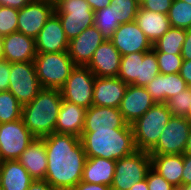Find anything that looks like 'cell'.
I'll use <instances>...</instances> for the list:
<instances>
[{
	"label": "cell",
	"mask_w": 191,
	"mask_h": 190,
	"mask_svg": "<svg viewBox=\"0 0 191 190\" xmlns=\"http://www.w3.org/2000/svg\"><path fill=\"white\" fill-rule=\"evenodd\" d=\"M43 140L47 154L45 180L56 190H71L82 181L87 158L80 137L52 133Z\"/></svg>",
	"instance_id": "cell-1"
},
{
	"label": "cell",
	"mask_w": 191,
	"mask_h": 190,
	"mask_svg": "<svg viewBox=\"0 0 191 190\" xmlns=\"http://www.w3.org/2000/svg\"><path fill=\"white\" fill-rule=\"evenodd\" d=\"M80 139L87 158L116 161L137 151L131 124L123 128L82 132Z\"/></svg>",
	"instance_id": "cell-2"
},
{
	"label": "cell",
	"mask_w": 191,
	"mask_h": 190,
	"mask_svg": "<svg viewBox=\"0 0 191 190\" xmlns=\"http://www.w3.org/2000/svg\"><path fill=\"white\" fill-rule=\"evenodd\" d=\"M62 100L60 90L43 88L29 104L22 106L24 124L35 138L55 133Z\"/></svg>",
	"instance_id": "cell-3"
},
{
	"label": "cell",
	"mask_w": 191,
	"mask_h": 190,
	"mask_svg": "<svg viewBox=\"0 0 191 190\" xmlns=\"http://www.w3.org/2000/svg\"><path fill=\"white\" fill-rule=\"evenodd\" d=\"M172 117L166 103H155L131 124L137 150L149 152Z\"/></svg>",
	"instance_id": "cell-4"
},
{
	"label": "cell",
	"mask_w": 191,
	"mask_h": 190,
	"mask_svg": "<svg viewBox=\"0 0 191 190\" xmlns=\"http://www.w3.org/2000/svg\"><path fill=\"white\" fill-rule=\"evenodd\" d=\"M34 65L42 88L57 90L64 86L76 66L68 51L39 53L34 59Z\"/></svg>",
	"instance_id": "cell-5"
},
{
	"label": "cell",
	"mask_w": 191,
	"mask_h": 190,
	"mask_svg": "<svg viewBox=\"0 0 191 190\" xmlns=\"http://www.w3.org/2000/svg\"><path fill=\"white\" fill-rule=\"evenodd\" d=\"M54 13L69 41L94 25V11L86 0H55Z\"/></svg>",
	"instance_id": "cell-6"
},
{
	"label": "cell",
	"mask_w": 191,
	"mask_h": 190,
	"mask_svg": "<svg viewBox=\"0 0 191 190\" xmlns=\"http://www.w3.org/2000/svg\"><path fill=\"white\" fill-rule=\"evenodd\" d=\"M151 168V156L145 151L134 153L116 160L112 190H129L134 183L146 179Z\"/></svg>",
	"instance_id": "cell-7"
},
{
	"label": "cell",
	"mask_w": 191,
	"mask_h": 190,
	"mask_svg": "<svg viewBox=\"0 0 191 190\" xmlns=\"http://www.w3.org/2000/svg\"><path fill=\"white\" fill-rule=\"evenodd\" d=\"M9 81L8 90L22 106L29 104L43 89L34 62L10 63Z\"/></svg>",
	"instance_id": "cell-8"
},
{
	"label": "cell",
	"mask_w": 191,
	"mask_h": 190,
	"mask_svg": "<svg viewBox=\"0 0 191 190\" xmlns=\"http://www.w3.org/2000/svg\"><path fill=\"white\" fill-rule=\"evenodd\" d=\"M190 130L191 121L187 117L172 116L149 155L184 154Z\"/></svg>",
	"instance_id": "cell-9"
},
{
	"label": "cell",
	"mask_w": 191,
	"mask_h": 190,
	"mask_svg": "<svg viewBox=\"0 0 191 190\" xmlns=\"http://www.w3.org/2000/svg\"><path fill=\"white\" fill-rule=\"evenodd\" d=\"M95 77L87 66H75L60 89L62 99L88 109L93 103Z\"/></svg>",
	"instance_id": "cell-10"
},
{
	"label": "cell",
	"mask_w": 191,
	"mask_h": 190,
	"mask_svg": "<svg viewBox=\"0 0 191 190\" xmlns=\"http://www.w3.org/2000/svg\"><path fill=\"white\" fill-rule=\"evenodd\" d=\"M34 136L27 129L22 118L0 124V154L3 161L18 160Z\"/></svg>",
	"instance_id": "cell-11"
},
{
	"label": "cell",
	"mask_w": 191,
	"mask_h": 190,
	"mask_svg": "<svg viewBox=\"0 0 191 190\" xmlns=\"http://www.w3.org/2000/svg\"><path fill=\"white\" fill-rule=\"evenodd\" d=\"M53 13L54 1L31 0L18 10L17 31L35 39Z\"/></svg>",
	"instance_id": "cell-12"
},
{
	"label": "cell",
	"mask_w": 191,
	"mask_h": 190,
	"mask_svg": "<svg viewBox=\"0 0 191 190\" xmlns=\"http://www.w3.org/2000/svg\"><path fill=\"white\" fill-rule=\"evenodd\" d=\"M121 56L132 52H148L153 48L152 42L146 37L135 21L120 24L110 39Z\"/></svg>",
	"instance_id": "cell-13"
},
{
	"label": "cell",
	"mask_w": 191,
	"mask_h": 190,
	"mask_svg": "<svg viewBox=\"0 0 191 190\" xmlns=\"http://www.w3.org/2000/svg\"><path fill=\"white\" fill-rule=\"evenodd\" d=\"M105 41L94 25L69 41L68 54L76 66H87L95 50Z\"/></svg>",
	"instance_id": "cell-14"
},
{
	"label": "cell",
	"mask_w": 191,
	"mask_h": 190,
	"mask_svg": "<svg viewBox=\"0 0 191 190\" xmlns=\"http://www.w3.org/2000/svg\"><path fill=\"white\" fill-rule=\"evenodd\" d=\"M36 51L39 53L66 52L69 40L66 38L59 17L53 13L35 38Z\"/></svg>",
	"instance_id": "cell-15"
},
{
	"label": "cell",
	"mask_w": 191,
	"mask_h": 190,
	"mask_svg": "<svg viewBox=\"0 0 191 190\" xmlns=\"http://www.w3.org/2000/svg\"><path fill=\"white\" fill-rule=\"evenodd\" d=\"M122 56L110 40H105L95 50L87 67L97 77H117Z\"/></svg>",
	"instance_id": "cell-16"
},
{
	"label": "cell",
	"mask_w": 191,
	"mask_h": 190,
	"mask_svg": "<svg viewBox=\"0 0 191 190\" xmlns=\"http://www.w3.org/2000/svg\"><path fill=\"white\" fill-rule=\"evenodd\" d=\"M36 56L34 38L19 31L3 36V59L10 63L34 62Z\"/></svg>",
	"instance_id": "cell-17"
},
{
	"label": "cell",
	"mask_w": 191,
	"mask_h": 190,
	"mask_svg": "<svg viewBox=\"0 0 191 190\" xmlns=\"http://www.w3.org/2000/svg\"><path fill=\"white\" fill-rule=\"evenodd\" d=\"M127 87L118 77L96 76L92 105L119 108Z\"/></svg>",
	"instance_id": "cell-18"
},
{
	"label": "cell",
	"mask_w": 191,
	"mask_h": 190,
	"mask_svg": "<svg viewBox=\"0 0 191 190\" xmlns=\"http://www.w3.org/2000/svg\"><path fill=\"white\" fill-rule=\"evenodd\" d=\"M155 102L145 87L128 85L119 110L124 120L132 124L140 118Z\"/></svg>",
	"instance_id": "cell-19"
},
{
	"label": "cell",
	"mask_w": 191,
	"mask_h": 190,
	"mask_svg": "<svg viewBox=\"0 0 191 190\" xmlns=\"http://www.w3.org/2000/svg\"><path fill=\"white\" fill-rule=\"evenodd\" d=\"M127 124L119 108L92 105L86 109L82 132L123 128Z\"/></svg>",
	"instance_id": "cell-20"
},
{
	"label": "cell",
	"mask_w": 191,
	"mask_h": 190,
	"mask_svg": "<svg viewBox=\"0 0 191 190\" xmlns=\"http://www.w3.org/2000/svg\"><path fill=\"white\" fill-rule=\"evenodd\" d=\"M145 88L155 103H166L173 96L188 89V84L179 73H159Z\"/></svg>",
	"instance_id": "cell-21"
},
{
	"label": "cell",
	"mask_w": 191,
	"mask_h": 190,
	"mask_svg": "<svg viewBox=\"0 0 191 190\" xmlns=\"http://www.w3.org/2000/svg\"><path fill=\"white\" fill-rule=\"evenodd\" d=\"M86 109L66 100H62L55 133L72 134L81 137L84 128Z\"/></svg>",
	"instance_id": "cell-22"
},
{
	"label": "cell",
	"mask_w": 191,
	"mask_h": 190,
	"mask_svg": "<svg viewBox=\"0 0 191 190\" xmlns=\"http://www.w3.org/2000/svg\"><path fill=\"white\" fill-rule=\"evenodd\" d=\"M18 161L34 180L45 179L47 154L43 138H34L21 153Z\"/></svg>",
	"instance_id": "cell-23"
},
{
	"label": "cell",
	"mask_w": 191,
	"mask_h": 190,
	"mask_svg": "<svg viewBox=\"0 0 191 190\" xmlns=\"http://www.w3.org/2000/svg\"><path fill=\"white\" fill-rule=\"evenodd\" d=\"M34 179L18 160L3 161L0 166L2 190H28Z\"/></svg>",
	"instance_id": "cell-24"
},
{
	"label": "cell",
	"mask_w": 191,
	"mask_h": 190,
	"mask_svg": "<svg viewBox=\"0 0 191 190\" xmlns=\"http://www.w3.org/2000/svg\"><path fill=\"white\" fill-rule=\"evenodd\" d=\"M151 167L176 188L182 186L184 154L150 155Z\"/></svg>",
	"instance_id": "cell-25"
},
{
	"label": "cell",
	"mask_w": 191,
	"mask_h": 190,
	"mask_svg": "<svg viewBox=\"0 0 191 190\" xmlns=\"http://www.w3.org/2000/svg\"><path fill=\"white\" fill-rule=\"evenodd\" d=\"M135 22L152 44L171 28L167 14L149 11L142 7L137 11Z\"/></svg>",
	"instance_id": "cell-26"
},
{
	"label": "cell",
	"mask_w": 191,
	"mask_h": 190,
	"mask_svg": "<svg viewBox=\"0 0 191 190\" xmlns=\"http://www.w3.org/2000/svg\"><path fill=\"white\" fill-rule=\"evenodd\" d=\"M116 161L102 157L86 158L82 181L111 186Z\"/></svg>",
	"instance_id": "cell-27"
},
{
	"label": "cell",
	"mask_w": 191,
	"mask_h": 190,
	"mask_svg": "<svg viewBox=\"0 0 191 190\" xmlns=\"http://www.w3.org/2000/svg\"><path fill=\"white\" fill-rule=\"evenodd\" d=\"M186 38V30L171 27L157 41L153 43L154 52L181 55L182 45Z\"/></svg>",
	"instance_id": "cell-28"
},
{
	"label": "cell",
	"mask_w": 191,
	"mask_h": 190,
	"mask_svg": "<svg viewBox=\"0 0 191 190\" xmlns=\"http://www.w3.org/2000/svg\"><path fill=\"white\" fill-rule=\"evenodd\" d=\"M22 118V105L9 91L0 92V124L14 122Z\"/></svg>",
	"instance_id": "cell-29"
},
{
	"label": "cell",
	"mask_w": 191,
	"mask_h": 190,
	"mask_svg": "<svg viewBox=\"0 0 191 190\" xmlns=\"http://www.w3.org/2000/svg\"><path fill=\"white\" fill-rule=\"evenodd\" d=\"M145 53L132 52L131 54L123 55L117 77L128 85L132 84L139 76L140 60H143Z\"/></svg>",
	"instance_id": "cell-30"
},
{
	"label": "cell",
	"mask_w": 191,
	"mask_h": 190,
	"mask_svg": "<svg viewBox=\"0 0 191 190\" xmlns=\"http://www.w3.org/2000/svg\"><path fill=\"white\" fill-rule=\"evenodd\" d=\"M167 16L171 27L191 29V4L181 0H173Z\"/></svg>",
	"instance_id": "cell-31"
},
{
	"label": "cell",
	"mask_w": 191,
	"mask_h": 190,
	"mask_svg": "<svg viewBox=\"0 0 191 190\" xmlns=\"http://www.w3.org/2000/svg\"><path fill=\"white\" fill-rule=\"evenodd\" d=\"M159 73L160 71L156 53L153 50L148 51L144 54L143 60H140L139 76L132 84L135 86L145 87Z\"/></svg>",
	"instance_id": "cell-32"
},
{
	"label": "cell",
	"mask_w": 191,
	"mask_h": 190,
	"mask_svg": "<svg viewBox=\"0 0 191 190\" xmlns=\"http://www.w3.org/2000/svg\"><path fill=\"white\" fill-rule=\"evenodd\" d=\"M94 26L98 28L105 40H110L115 30L120 26L114 18L113 6L94 12Z\"/></svg>",
	"instance_id": "cell-33"
},
{
	"label": "cell",
	"mask_w": 191,
	"mask_h": 190,
	"mask_svg": "<svg viewBox=\"0 0 191 190\" xmlns=\"http://www.w3.org/2000/svg\"><path fill=\"white\" fill-rule=\"evenodd\" d=\"M109 6H113V14L117 22L124 24L135 21L140 2L138 0H110Z\"/></svg>",
	"instance_id": "cell-34"
},
{
	"label": "cell",
	"mask_w": 191,
	"mask_h": 190,
	"mask_svg": "<svg viewBox=\"0 0 191 190\" xmlns=\"http://www.w3.org/2000/svg\"><path fill=\"white\" fill-rule=\"evenodd\" d=\"M18 28V9L0 5V36L16 32Z\"/></svg>",
	"instance_id": "cell-35"
},
{
	"label": "cell",
	"mask_w": 191,
	"mask_h": 190,
	"mask_svg": "<svg viewBox=\"0 0 191 190\" xmlns=\"http://www.w3.org/2000/svg\"><path fill=\"white\" fill-rule=\"evenodd\" d=\"M157 62L159 65L160 74H176L179 73L183 63L181 55H174L170 53L155 52Z\"/></svg>",
	"instance_id": "cell-36"
},
{
	"label": "cell",
	"mask_w": 191,
	"mask_h": 190,
	"mask_svg": "<svg viewBox=\"0 0 191 190\" xmlns=\"http://www.w3.org/2000/svg\"><path fill=\"white\" fill-rule=\"evenodd\" d=\"M191 94L189 89L173 96L166 102L172 116L186 117L190 108Z\"/></svg>",
	"instance_id": "cell-37"
},
{
	"label": "cell",
	"mask_w": 191,
	"mask_h": 190,
	"mask_svg": "<svg viewBox=\"0 0 191 190\" xmlns=\"http://www.w3.org/2000/svg\"><path fill=\"white\" fill-rule=\"evenodd\" d=\"M146 180L149 190H177L175 186L169 183L164 177L156 172L152 167L149 169Z\"/></svg>",
	"instance_id": "cell-38"
},
{
	"label": "cell",
	"mask_w": 191,
	"mask_h": 190,
	"mask_svg": "<svg viewBox=\"0 0 191 190\" xmlns=\"http://www.w3.org/2000/svg\"><path fill=\"white\" fill-rule=\"evenodd\" d=\"M173 0H143L140 7L157 13L168 14Z\"/></svg>",
	"instance_id": "cell-39"
},
{
	"label": "cell",
	"mask_w": 191,
	"mask_h": 190,
	"mask_svg": "<svg viewBox=\"0 0 191 190\" xmlns=\"http://www.w3.org/2000/svg\"><path fill=\"white\" fill-rule=\"evenodd\" d=\"M10 62L0 59V92L7 91L9 88Z\"/></svg>",
	"instance_id": "cell-40"
},
{
	"label": "cell",
	"mask_w": 191,
	"mask_h": 190,
	"mask_svg": "<svg viewBox=\"0 0 191 190\" xmlns=\"http://www.w3.org/2000/svg\"><path fill=\"white\" fill-rule=\"evenodd\" d=\"M191 184V154L184 153V167L182 171V185Z\"/></svg>",
	"instance_id": "cell-41"
},
{
	"label": "cell",
	"mask_w": 191,
	"mask_h": 190,
	"mask_svg": "<svg viewBox=\"0 0 191 190\" xmlns=\"http://www.w3.org/2000/svg\"><path fill=\"white\" fill-rule=\"evenodd\" d=\"M71 190H112L110 186L103 184H92L80 181Z\"/></svg>",
	"instance_id": "cell-42"
},
{
	"label": "cell",
	"mask_w": 191,
	"mask_h": 190,
	"mask_svg": "<svg viewBox=\"0 0 191 190\" xmlns=\"http://www.w3.org/2000/svg\"><path fill=\"white\" fill-rule=\"evenodd\" d=\"M181 56L183 60H191V29L186 30V38L182 45Z\"/></svg>",
	"instance_id": "cell-43"
},
{
	"label": "cell",
	"mask_w": 191,
	"mask_h": 190,
	"mask_svg": "<svg viewBox=\"0 0 191 190\" xmlns=\"http://www.w3.org/2000/svg\"><path fill=\"white\" fill-rule=\"evenodd\" d=\"M179 74L187 84L191 83V60H183Z\"/></svg>",
	"instance_id": "cell-44"
},
{
	"label": "cell",
	"mask_w": 191,
	"mask_h": 190,
	"mask_svg": "<svg viewBox=\"0 0 191 190\" xmlns=\"http://www.w3.org/2000/svg\"><path fill=\"white\" fill-rule=\"evenodd\" d=\"M28 190H56L45 179L33 180Z\"/></svg>",
	"instance_id": "cell-45"
},
{
	"label": "cell",
	"mask_w": 191,
	"mask_h": 190,
	"mask_svg": "<svg viewBox=\"0 0 191 190\" xmlns=\"http://www.w3.org/2000/svg\"><path fill=\"white\" fill-rule=\"evenodd\" d=\"M31 0H0V5L21 9L27 5Z\"/></svg>",
	"instance_id": "cell-46"
},
{
	"label": "cell",
	"mask_w": 191,
	"mask_h": 190,
	"mask_svg": "<svg viewBox=\"0 0 191 190\" xmlns=\"http://www.w3.org/2000/svg\"><path fill=\"white\" fill-rule=\"evenodd\" d=\"M91 9L96 12L110 5V0H86Z\"/></svg>",
	"instance_id": "cell-47"
},
{
	"label": "cell",
	"mask_w": 191,
	"mask_h": 190,
	"mask_svg": "<svg viewBox=\"0 0 191 190\" xmlns=\"http://www.w3.org/2000/svg\"><path fill=\"white\" fill-rule=\"evenodd\" d=\"M129 190H149L147 180H141L138 183H134Z\"/></svg>",
	"instance_id": "cell-48"
},
{
	"label": "cell",
	"mask_w": 191,
	"mask_h": 190,
	"mask_svg": "<svg viewBox=\"0 0 191 190\" xmlns=\"http://www.w3.org/2000/svg\"><path fill=\"white\" fill-rule=\"evenodd\" d=\"M184 153H190L191 154V130L189 133V137L186 143L185 152Z\"/></svg>",
	"instance_id": "cell-49"
},
{
	"label": "cell",
	"mask_w": 191,
	"mask_h": 190,
	"mask_svg": "<svg viewBox=\"0 0 191 190\" xmlns=\"http://www.w3.org/2000/svg\"><path fill=\"white\" fill-rule=\"evenodd\" d=\"M0 59H3V36H0Z\"/></svg>",
	"instance_id": "cell-50"
},
{
	"label": "cell",
	"mask_w": 191,
	"mask_h": 190,
	"mask_svg": "<svg viewBox=\"0 0 191 190\" xmlns=\"http://www.w3.org/2000/svg\"><path fill=\"white\" fill-rule=\"evenodd\" d=\"M177 190H191V184H183L181 187L177 188Z\"/></svg>",
	"instance_id": "cell-51"
},
{
	"label": "cell",
	"mask_w": 191,
	"mask_h": 190,
	"mask_svg": "<svg viewBox=\"0 0 191 190\" xmlns=\"http://www.w3.org/2000/svg\"><path fill=\"white\" fill-rule=\"evenodd\" d=\"M186 117L191 121V102H190V108Z\"/></svg>",
	"instance_id": "cell-52"
},
{
	"label": "cell",
	"mask_w": 191,
	"mask_h": 190,
	"mask_svg": "<svg viewBox=\"0 0 191 190\" xmlns=\"http://www.w3.org/2000/svg\"><path fill=\"white\" fill-rule=\"evenodd\" d=\"M188 89H189L190 94H191V83H190V84H188Z\"/></svg>",
	"instance_id": "cell-53"
},
{
	"label": "cell",
	"mask_w": 191,
	"mask_h": 190,
	"mask_svg": "<svg viewBox=\"0 0 191 190\" xmlns=\"http://www.w3.org/2000/svg\"><path fill=\"white\" fill-rule=\"evenodd\" d=\"M2 163H3V159H2L1 154H0V166Z\"/></svg>",
	"instance_id": "cell-54"
},
{
	"label": "cell",
	"mask_w": 191,
	"mask_h": 190,
	"mask_svg": "<svg viewBox=\"0 0 191 190\" xmlns=\"http://www.w3.org/2000/svg\"><path fill=\"white\" fill-rule=\"evenodd\" d=\"M181 1H185V2H187L189 4H191V0H181Z\"/></svg>",
	"instance_id": "cell-55"
}]
</instances>
